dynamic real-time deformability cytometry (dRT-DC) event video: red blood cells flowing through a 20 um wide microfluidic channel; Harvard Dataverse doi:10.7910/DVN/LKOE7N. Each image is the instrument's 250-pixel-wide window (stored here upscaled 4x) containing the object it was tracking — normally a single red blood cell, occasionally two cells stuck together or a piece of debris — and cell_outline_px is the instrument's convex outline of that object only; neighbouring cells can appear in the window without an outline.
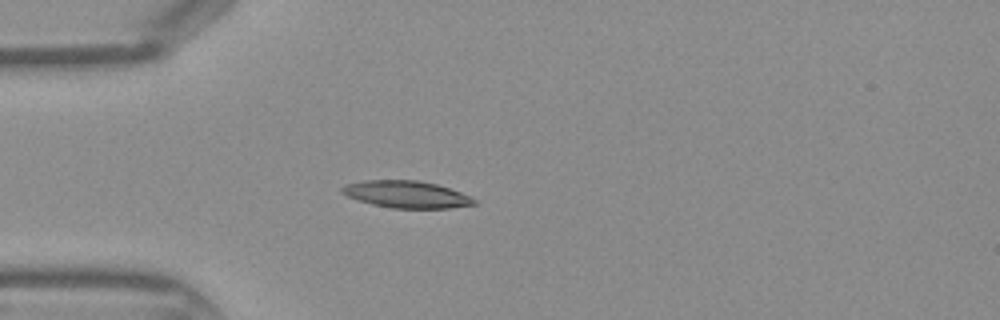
{"species": "Egyptian fruit bat (a non-hibernating species)", "species_latin": "Rousettus aegyptiacus", "temperature_condition": "warm", "stored_images_in_passage": 33, "camera_frame_rate_fps": 3000, "um_per_image_px": 0.085, "frame": {"image": 1, "passage_image": 1, "time_ms": 0.0, "image_size_px": [1000, 320], "cell_outline_px": [[476, 204], [448, 208], [392, 208], [372, 204], [348, 196], [340, 192], [340, 188], [344, 184], [364, 180], [416, 180], [436, 184], [472, 196], [476, 200]], "centroid_in_image_um": [34.53, 16.51], "position_along_channel_um": 50.5, "area_um2": 20.75}}
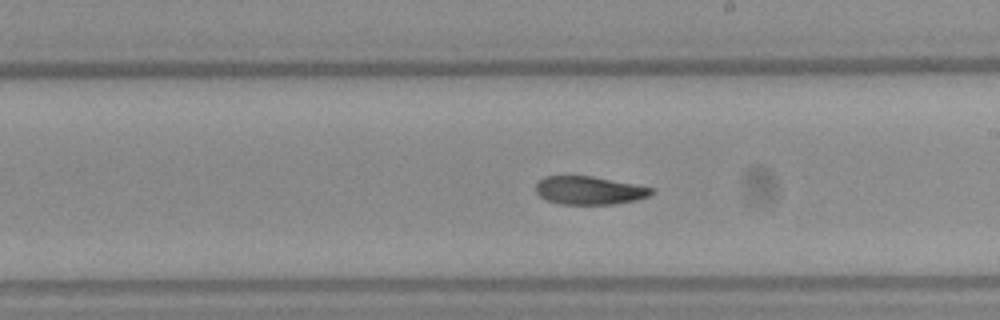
{"frame": {"image": 2, "passage_image": 14, "time_ms": 4.333, "image_size_px": [1000, 320], "cell_outline_px": [[656, 192], [648, 196], [636, 200], [612, 204], [560, 204], [548, 200], [540, 196], [536, 192], [536, 184], [544, 176], [592, 176], [656, 188]], "centroid_in_image_um": [50.13, 16.18], "position_along_channel_um": 238.9, "area_um2": 19.02}}
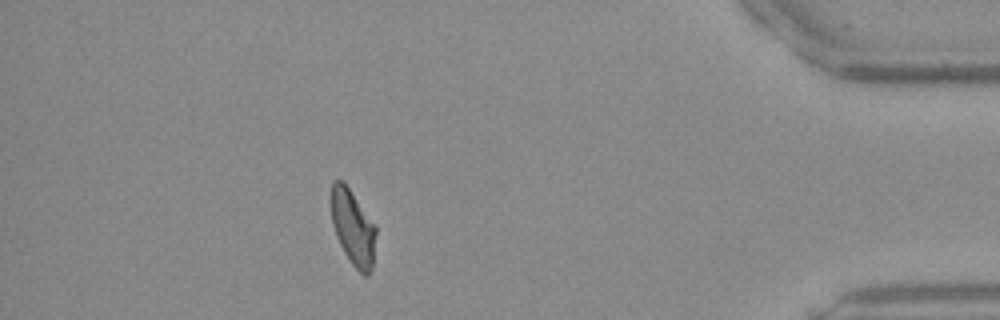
{"frame": {"image": 3, "passage_image": 28, "time_ms": 9.0, "image_size_px": [1000, 320], "cell_outline_px": [[376, 232], [372, 268], [368, 276], [364, 276], [352, 264], [344, 252], [336, 236], [332, 224], [328, 200], [332, 184], [336, 180], [340, 180], [348, 188], [376, 224]], "centroid_in_image_um": [29.97, 19.32], "position_along_channel_um": 405.2, "area_um2": 19.94}}